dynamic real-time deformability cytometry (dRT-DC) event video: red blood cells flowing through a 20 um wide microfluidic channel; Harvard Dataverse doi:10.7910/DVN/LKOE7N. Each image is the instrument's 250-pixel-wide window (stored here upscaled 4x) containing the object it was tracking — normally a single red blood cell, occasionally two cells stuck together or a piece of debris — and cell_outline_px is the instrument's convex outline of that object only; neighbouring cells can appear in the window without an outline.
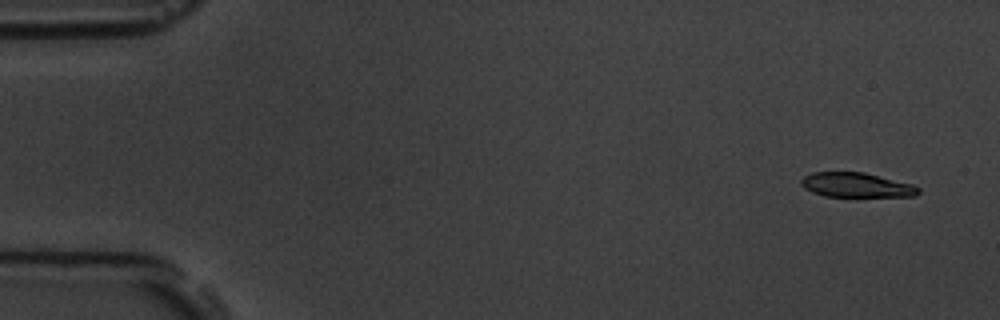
{"species": "common noctule bat (a hibernating species)", "species_latin": "Nyctalus noctula", "temperature_condition": "room temperature", "stored_images_in_passage": 8, "camera_frame_rate_fps": 3000, "um_per_image_px": 0.085, "animal": {"sex": "male", "body_mass_g": 19.5, "forearm_length_mm": 54.6}, "frame": {"image": 1, "passage_image": 1, "time_ms": 0.0, "image_size_px": [1000, 320], "cell_outline_px": [[920, 192], [916, 196], [824, 196], [812, 192], [804, 188], [800, 184], [800, 180], [804, 176], [812, 172], [864, 172], [912, 184], [920, 188]], "centroid_in_image_um": [72.77, 15.72], "position_along_channel_um": 12.2, "area_um2": 16.76}}
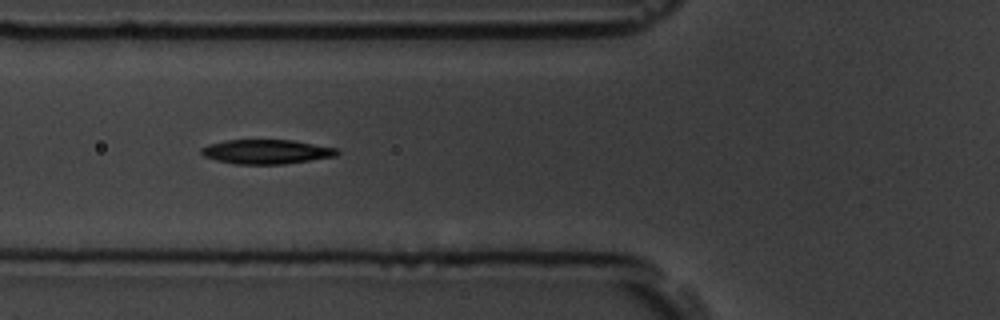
{"frame": {"image": 2, "passage_image": 6, "time_ms": 5.667, "image_size_px": [1000, 320], "cell_outline_px": [[340, 152], [336, 156], [284, 164], [232, 164], [216, 160], [204, 156], [200, 152], [200, 148], [208, 144], [228, 140], [292, 140], [336, 148]], "centroid_in_image_um": [22.61, 12.9], "position_along_channel_um": 103.2, "area_um2": 19.25}}
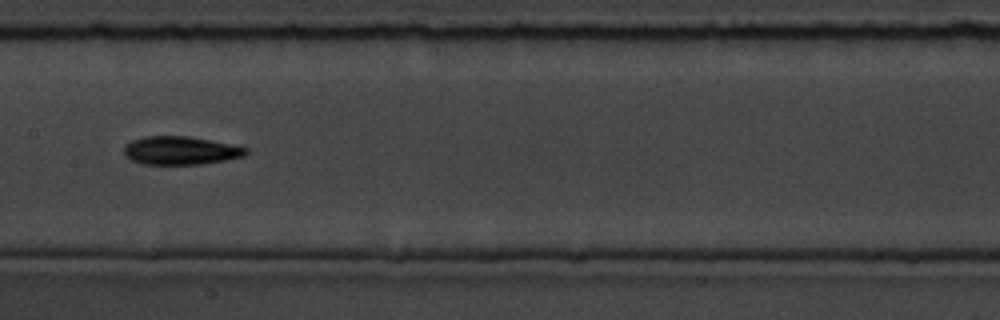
{"frame": {"image": 3, "passage_image": 8, "time_ms": 8.0, "image_size_px": [1000, 320], "cell_outline_px": [[248, 152], [244, 156], [224, 160], [200, 164], [144, 164], [132, 160], [124, 156], [124, 144], [132, 140], [144, 136], [188, 136], [240, 144], [248, 148]], "centroid_in_image_um": [15.39, 12.77], "position_along_channel_um": 192.0, "area_um2": 20.46}}